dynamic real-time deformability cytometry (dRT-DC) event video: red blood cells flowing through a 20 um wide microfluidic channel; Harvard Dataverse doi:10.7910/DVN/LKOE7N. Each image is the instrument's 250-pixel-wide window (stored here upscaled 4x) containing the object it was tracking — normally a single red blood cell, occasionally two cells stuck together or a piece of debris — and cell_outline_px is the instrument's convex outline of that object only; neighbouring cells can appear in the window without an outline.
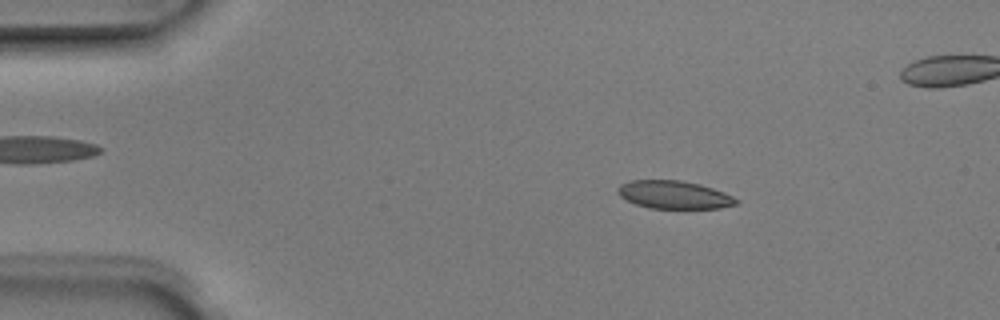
{"species": "Egyptian fruit bat (a non-hibernating species)", "species_latin": "Rousettus aegyptiacus", "temperature_condition": "room temperature", "stored_images_in_passage": 8, "camera_frame_rate_fps": 3000, "um_per_image_px": 0.085, "animal": {"sex": "male"}, "frame": {"image": 1, "passage_image": 2, "time_ms": 0.333, "image_size_px": [1000, 320], "cell_outline_px": [[740, 204], [720, 208], [648, 208], [636, 204], [620, 196], [616, 192], [616, 188], [620, 184], [628, 180], [680, 180], [700, 184], [724, 192], [740, 200]], "centroid_in_image_um": [57.3, 16.55], "position_along_channel_um": 27.7, "area_um2": 19.48}}
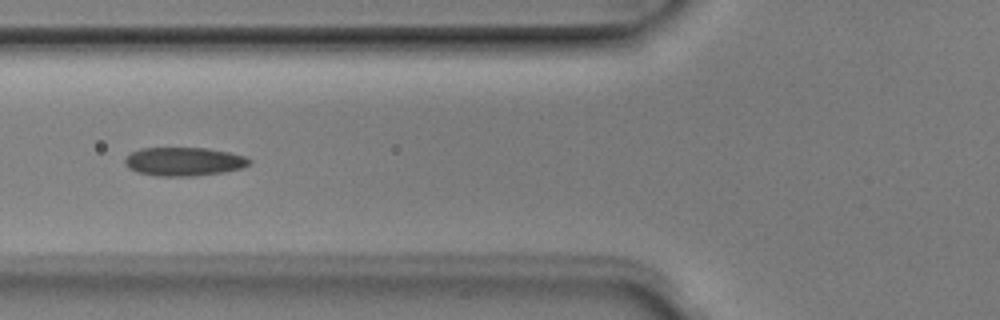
{"frame": {"image": 2, "passage_image": 5, "time_ms": 1.333, "image_size_px": [1000, 320], "cell_outline_px": [[252, 160], [244, 168], [224, 172], [192, 176], [156, 176], [136, 172], [128, 168], [124, 164], [124, 160], [132, 152], [140, 148], [208, 148], [228, 152], [244, 156]], "centroid_in_image_um": [15.62, 13.74], "position_along_channel_um": 110.2, "area_um2": 20.81}}
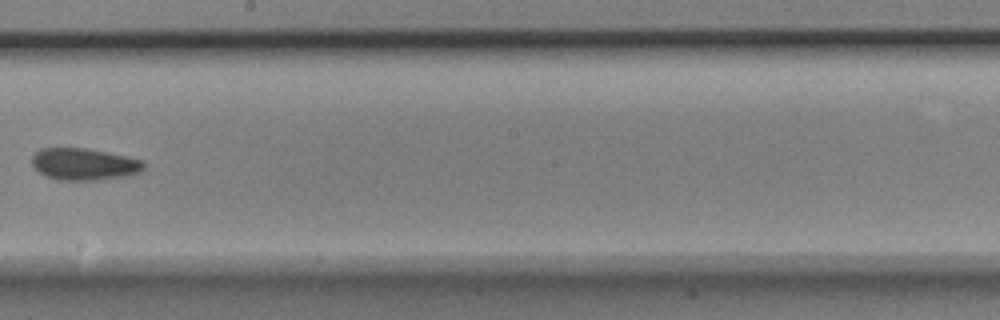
{"frame": {"image": 3, "passage_image": 8, "time_ms": 2.333, "image_size_px": [1000, 320], "cell_outline_px": [[144, 168], [140, 172], [124, 176], [96, 180], [56, 180], [44, 176], [32, 164], [32, 156], [40, 148], [84, 148], [144, 160]], "centroid_in_image_um": [7.12, 13.96], "position_along_channel_um": 241.1, "area_um2": 20.63}}